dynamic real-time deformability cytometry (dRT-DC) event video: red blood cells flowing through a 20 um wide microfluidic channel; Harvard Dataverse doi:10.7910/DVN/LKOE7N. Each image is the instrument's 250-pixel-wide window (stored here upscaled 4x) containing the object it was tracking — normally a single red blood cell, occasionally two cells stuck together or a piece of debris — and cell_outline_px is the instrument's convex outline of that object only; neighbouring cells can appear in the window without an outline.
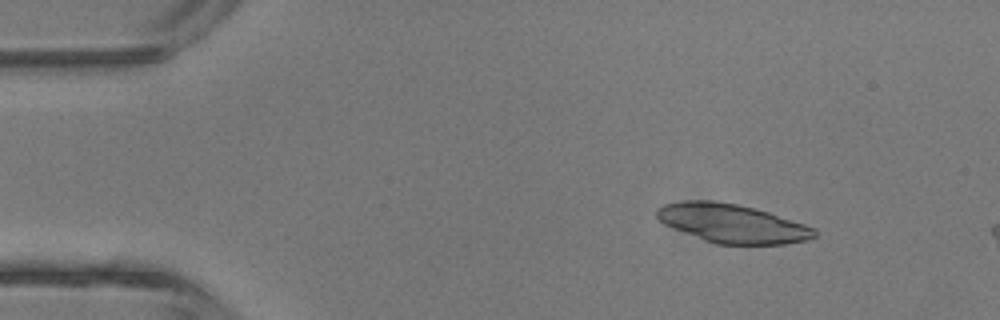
{"species": "common noctule bat (a hibernating species)", "species_latin": "Nyctalus noctula", "temperature_condition": "room temperature", "stored_images_in_passage": 3, "camera_frame_rate_fps": 3000, "um_per_image_px": 0.085, "animal": {"sex": "male", "body_mass_g": 13.3}, "frame": {"image": 1, "passage_image": 2, "time_ms": 1.0, "image_size_px": [1000, 320], "cell_outline_px": [[816, 236], [808, 240], [784, 244], [716, 244], [704, 240], [664, 224], [656, 216], [656, 208], [664, 204], [680, 200], [712, 200], [736, 204], [768, 212], [816, 228]], "centroid_in_image_um": [62.22, 18.98], "position_along_channel_um": 22.8, "area_um2": 35.43}}